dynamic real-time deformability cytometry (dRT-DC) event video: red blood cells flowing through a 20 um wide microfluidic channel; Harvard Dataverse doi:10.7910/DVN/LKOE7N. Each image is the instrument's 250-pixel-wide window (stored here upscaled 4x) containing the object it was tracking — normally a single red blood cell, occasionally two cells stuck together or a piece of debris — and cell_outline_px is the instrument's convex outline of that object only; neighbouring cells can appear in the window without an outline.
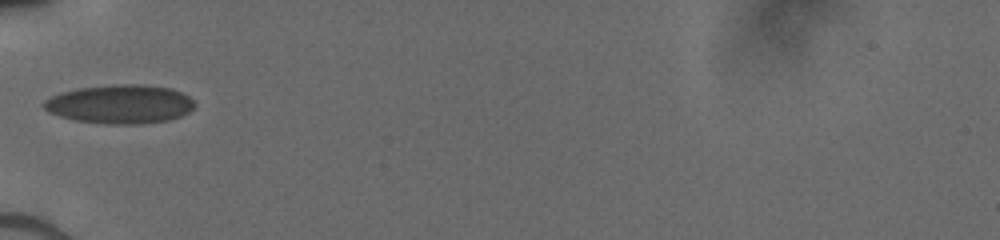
{"species": "human", "species_latin": "Homo sapiens", "temperature_condition": "cold", "stored_images_in_passage": 21, "camera_frame_rate_fps": 3000, "um_per_image_px": 0.085, "donor": {"sex": "male"}, "frame": {"image": 1, "passage_image": 1, "time_ms": 0.0, "image_size_px": [1000, 240], "cell_outline_px": [[196, 104], [188, 112], [180, 116], [168, 120], [140, 124], [104, 124], [76, 120], [60, 116], [48, 112], [40, 104], [44, 100], [60, 92], [80, 88], [112, 84], [144, 84], [172, 88], [188, 96]], "centroid_in_image_um": [10.18, 8.84], "position_along_channel_um": 74.8, "area_um2": 34.28}}
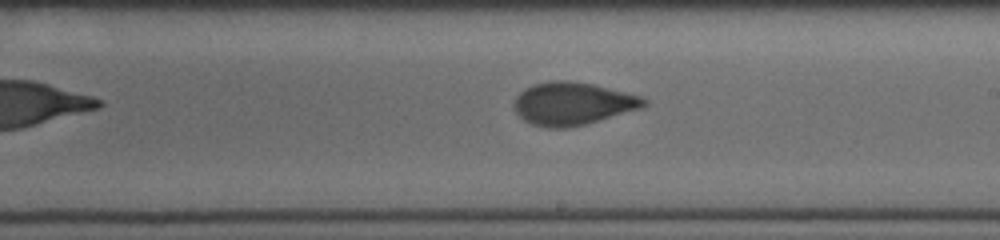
{"frame": {"image": 2, "passage_image": 10, "time_ms": 4.0, "image_size_px": [1000, 240], "cell_outline_px": [[648, 104], [644, 108], [584, 124], [568, 128], [548, 128], [532, 124], [524, 120], [512, 108], [512, 104], [516, 96], [524, 88], [532, 84], [552, 80], [568, 80], [592, 84], [640, 96], [648, 100]], "centroid_in_image_um": [48.65, 8.8], "position_along_channel_um": 240.3, "area_um2": 32.54}}
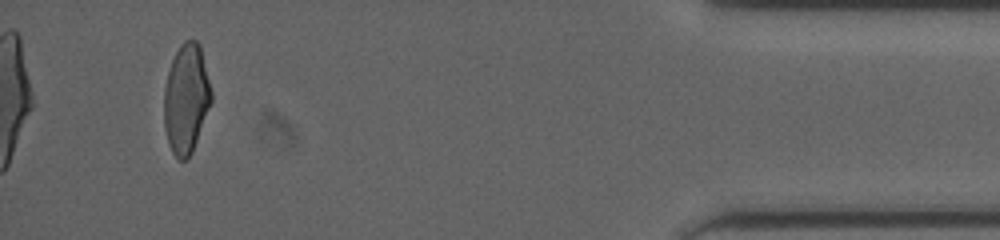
{"frame": {"image": 3, "passage_image": 20, "time_ms": 9.667, "image_size_px": [1000, 240], "cell_outline_px": [[212, 100], [192, 152], [188, 160], [180, 160], [172, 152], [168, 144], [164, 128], [164, 88], [168, 72], [172, 60], [180, 44], [184, 40], [196, 40], [200, 44], [212, 92]], "centroid_in_image_um": [15.82, 8.39], "position_along_channel_um": 419.4, "area_um2": 30.17}}